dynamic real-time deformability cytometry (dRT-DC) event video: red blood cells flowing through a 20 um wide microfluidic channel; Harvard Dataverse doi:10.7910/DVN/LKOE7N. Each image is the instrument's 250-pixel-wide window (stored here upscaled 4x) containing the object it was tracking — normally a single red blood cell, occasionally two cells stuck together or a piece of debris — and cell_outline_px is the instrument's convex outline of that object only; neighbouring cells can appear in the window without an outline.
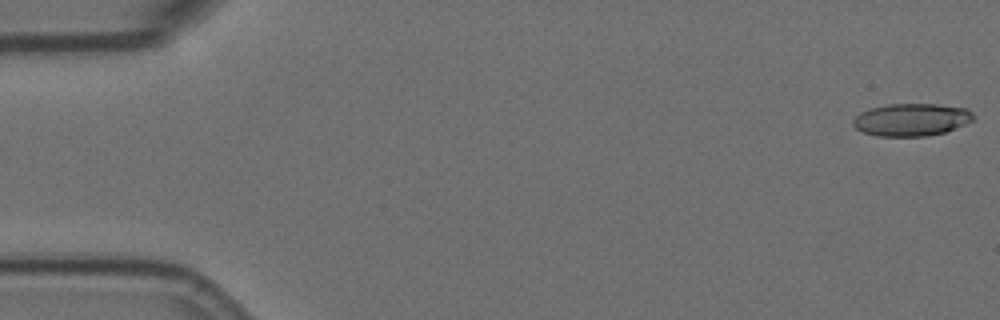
{"species": "Egyptian fruit bat (a non-hibernating species)", "species_latin": "Rousettus aegyptiacus", "temperature_condition": "room temperature", "stored_images_in_passage": 56, "camera_frame_rate_fps": 3000, "um_per_image_px": 0.085, "animal": {"sex": "female"}, "frame": {"image": 1, "passage_image": 1, "time_ms": 0.0, "image_size_px": [1000, 320], "cell_outline_px": [[976, 116], [972, 120], [964, 124], [944, 132], [924, 136], [876, 136], [864, 132], [856, 128], [852, 124], [852, 120], [860, 112], [868, 108], [888, 104], [936, 104], [968, 108]], "centroid_in_image_um": [77.45, 10.16], "position_along_channel_um": 7.5, "area_um2": 22.83}}
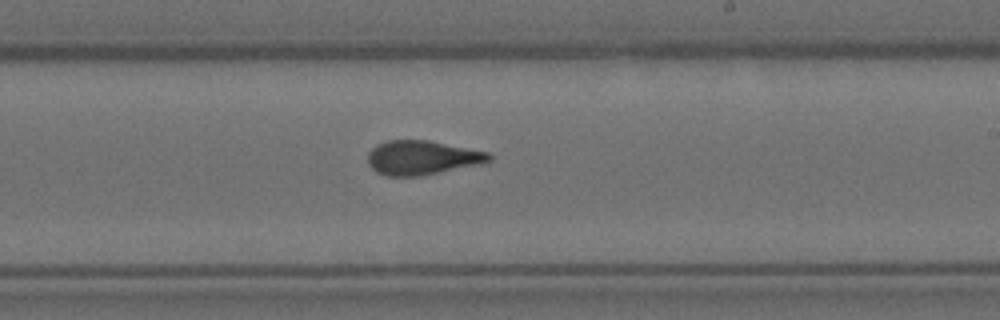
{"frame": {"image": 2, "passage_image": 33, "time_ms": 10.667, "image_size_px": [1000, 320], "cell_outline_px": [[492, 160], [480, 164], [420, 176], [388, 176], [376, 172], [368, 164], [368, 152], [376, 144], [388, 140], [428, 140], [488, 152], [492, 156]], "centroid_in_image_um": [35.85, 13.4], "position_along_channel_um": 253.1, "area_um2": 24.16}}
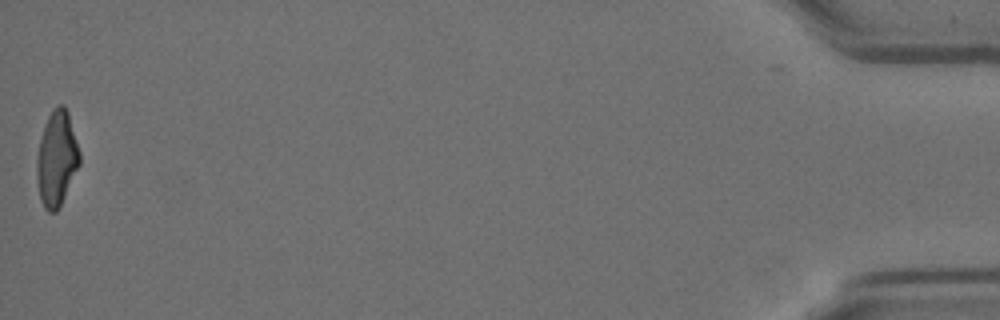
{"frame": {"image": 3, "passage_image": 56, "time_ms": 18.333, "image_size_px": [1000, 320], "cell_outline_px": [[80, 164], [60, 208], [56, 212], [48, 212], [44, 208], [40, 200], [36, 176], [36, 160], [40, 140], [44, 124], [52, 108], [56, 104], [64, 104], [68, 112], [80, 152]], "centroid_in_image_um": [4.81, 13.49], "position_along_channel_um": 430.4, "area_um2": 24.1}, "authors_computed_cell_mechanics": {"area_um2": 24.0737, "velocity_mm_per_s": 3.6103, "shape_relaxation_time_tau1_ms": null, "shape_relaxation_time_tau2_ms": 1.7255, "deformation_change_tau1": null, "deformation_change_tau2": 0.0883}}